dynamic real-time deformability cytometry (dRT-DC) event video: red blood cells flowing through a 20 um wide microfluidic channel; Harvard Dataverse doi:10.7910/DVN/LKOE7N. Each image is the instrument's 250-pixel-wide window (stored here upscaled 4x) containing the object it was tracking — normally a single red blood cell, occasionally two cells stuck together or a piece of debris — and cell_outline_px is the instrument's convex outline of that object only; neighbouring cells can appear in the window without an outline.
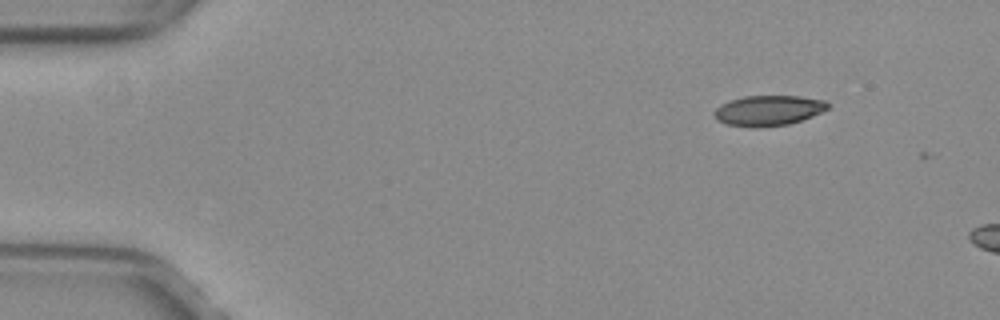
{"species": "common noctule bat (a hibernating species)", "species_latin": "Nyctalus noctula", "temperature_condition": "warm", "stored_images_in_passage": 5, "camera_frame_rate_fps": 3000, "um_per_image_px": 0.085, "animal": {"sex": "female", "body_mass_g": 29.2, "forearm_length_mm": 56.3}, "frame": {"image": 1, "passage_image": 1, "time_ms": 0.0, "image_size_px": [1000, 320], "cell_outline_px": [[828, 108], [812, 116], [788, 124], [756, 128], [724, 124], [716, 120], [712, 112], [720, 104], [728, 100], [744, 96], [800, 96], [824, 100], [828, 104]], "centroid_in_image_um": [65.23, 9.39], "position_along_channel_um": 19.8, "area_um2": 20.17}}